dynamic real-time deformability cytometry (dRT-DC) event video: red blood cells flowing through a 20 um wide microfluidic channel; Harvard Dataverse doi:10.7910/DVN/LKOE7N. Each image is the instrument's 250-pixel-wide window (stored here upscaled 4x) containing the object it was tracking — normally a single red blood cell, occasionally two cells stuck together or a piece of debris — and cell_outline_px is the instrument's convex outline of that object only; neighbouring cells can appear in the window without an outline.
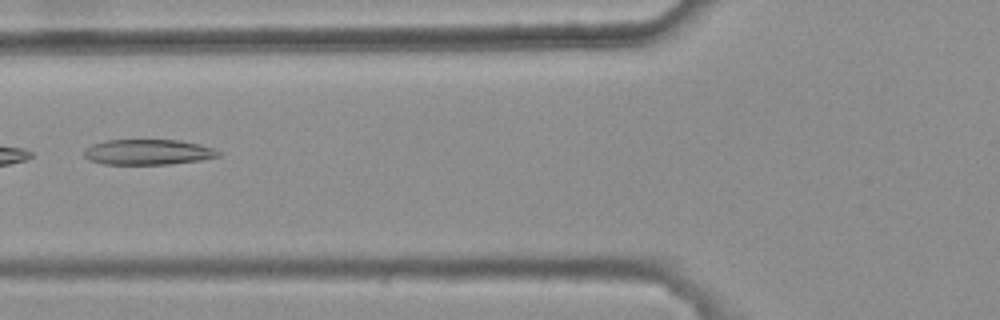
{"species": "common noctule bat (a hibernating species)", "species_latin": "Nyctalus noctula", "temperature_condition": "warm", "stored_images_in_passage": 5, "camera_frame_rate_fps": 3000, "um_per_image_px": 0.085, "animal": {"sex": "female", "body_mass_g": 25.1}, "frame": {"image": 1, "passage_image": 5, "time_ms": 1.333, "image_size_px": [1000, 320], "cell_outline_px": [[220, 156], [200, 160], [168, 164], [104, 164], [88, 160], [84, 156], [84, 148], [92, 144], [104, 140], [180, 140], [200, 144], [212, 148], [220, 152]], "centroid_in_image_um": [12.54, 12.92], "position_along_channel_um": 113.3, "area_um2": 19.94}}